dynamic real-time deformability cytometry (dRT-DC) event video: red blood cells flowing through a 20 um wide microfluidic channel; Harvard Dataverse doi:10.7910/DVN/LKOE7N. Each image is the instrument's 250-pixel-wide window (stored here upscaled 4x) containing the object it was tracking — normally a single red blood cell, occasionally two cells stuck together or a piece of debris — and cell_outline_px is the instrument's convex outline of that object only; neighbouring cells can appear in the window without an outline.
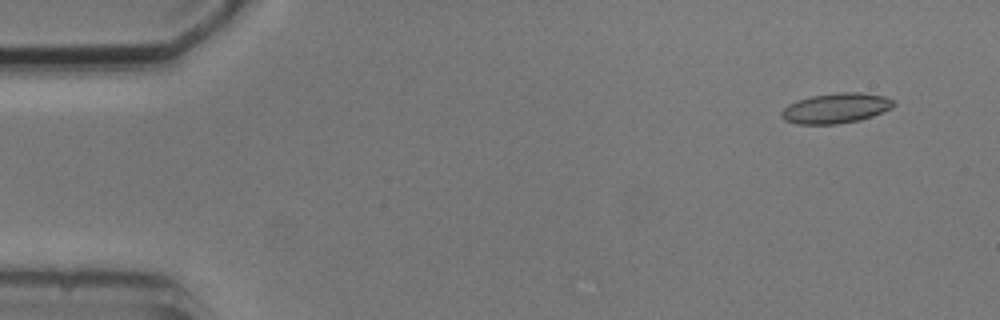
{"species": "common noctule bat (a hibernating species)", "species_latin": "Nyctalus noctula", "temperature_condition": "cold", "stored_images_in_passage": 8, "camera_frame_rate_fps": 3000, "um_per_image_px": 0.085, "animal": {"sex": "male", "body_mass_g": 20.5, "forearm_length_mm": 52.5}, "frame": {"image": 1, "passage_image": 1, "time_ms": 0.0, "image_size_px": [1000, 320], "cell_outline_px": [[896, 104], [892, 108], [872, 116], [860, 120], [836, 124], [796, 124], [784, 120], [780, 116], [780, 112], [788, 104], [796, 100], [812, 96], [836, 92], [860, 92], [884, 96], [892, 100]], "centroid_in_image_um": [71.02, 9.19], "position_along_channel_um": 14.0, "area_um2": 19.83}}
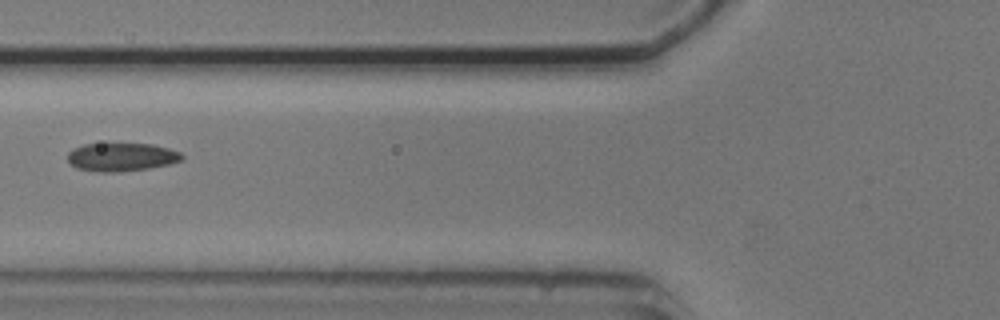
{"frame": {"image": 2, "passage_image": 5, "time_ms": 5.667, "image_size_px": [1000, 320], "cell_outline_px": [[184, 160], [168, 164], [148, 168], [120, 172], [96, 172], [76, 168], [68, 160], [68, 152], [72, 148], [84, 144], [152, 144], [168, 148], [180, 152], [184, 156]], "centroid_in_image_um": [10.32, 13.35], "position_along_channel_um": 115.5, "area_um2": 18.9}}
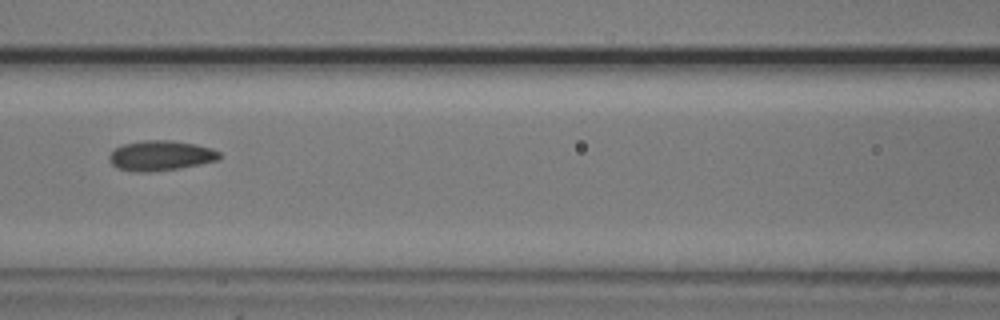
{"frame": {"image": 3, "passage_image": 6, "time_ms": 6.667, "image_size_px": [1000, 320], "cell_outline_px": [[220, 156], [216, 160], [200, 164], [180, 168], [148, 172], [132, 172], [116, 168], [108, 160], [108, 156], [116, 148], [124, 144], [144, 140], [172, 140], [196, 144], [212, 148], [220, 152]], "centroid_in_image_um": [13.63, 13.23], "position_along_channel_um": 153.0, "area_um2": 19.36}}